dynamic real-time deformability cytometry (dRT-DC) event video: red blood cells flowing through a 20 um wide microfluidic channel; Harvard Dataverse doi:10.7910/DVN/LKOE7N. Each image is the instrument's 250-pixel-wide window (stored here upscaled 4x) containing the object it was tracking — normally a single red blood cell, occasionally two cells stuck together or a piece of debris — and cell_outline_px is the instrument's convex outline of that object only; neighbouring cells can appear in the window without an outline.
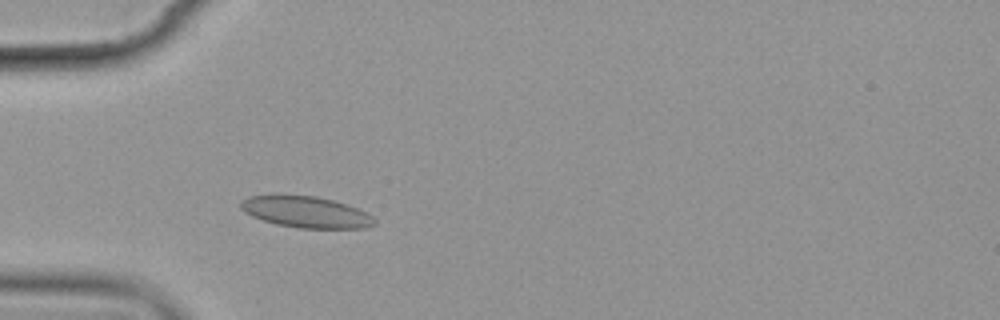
{"species": "common noctule bat (a hibernating species)", "species_latin": "Nyctalus noctula", "temperature_condition": "cold", "stored_images_in_passage": 2, "camera_frame_rate_fps": 3000, "um_per_image_px": 0.085, "animal": {"sex": "female", "body_mass_g": 19.9}, "frame": {"image": 1, "passage_image": 2, "time_ms": 1.0, "image_size_px": [1000, 320], "cell_outline_px": [[376, 224], [364, 228], [300, 228], [276, 224], [252, 216], [244, 212], [240, 208], [240, 200], [248, 196], [316, 196], [332, 200], [356, 208], [372, 216], [376, 220]], "centroid_in_image_um": [26.0, 18.04], "position_along_channel_um": 59.0, "area_um2": 23.99}}